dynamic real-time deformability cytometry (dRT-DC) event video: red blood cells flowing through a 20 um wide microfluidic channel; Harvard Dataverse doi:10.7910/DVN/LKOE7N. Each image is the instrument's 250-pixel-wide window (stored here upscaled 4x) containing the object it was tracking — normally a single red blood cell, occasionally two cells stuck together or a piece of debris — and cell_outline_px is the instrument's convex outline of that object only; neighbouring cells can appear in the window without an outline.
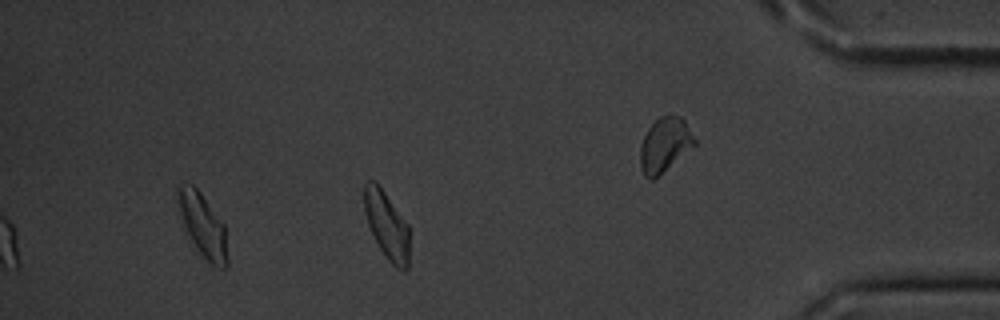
{"species": "common noctule bat (a hibernating species)", "species_latin": "Nyctalus noctula", "temperature_condition": "cold", "stored_images_in_passage": 16, "camera_frame_rate_fps": 3000, "um_per_image_px": 0.085, "animal": {"sex": "male", "body_mass_g": 20.1, "forearm_length_mm": 53.5}, "frame": {"image": 1, "passage_image": 14, "time_ms": 16.0, "image_size_px": [1000, 320], "cell_outline_px": [[228, 268], [216, 268], [196, 252], [188, 244], [180, 228], [176, 196], [176, 188], [192, 184], [200, 192], [224, 224], [228, 260]], "centroid_in_image_um": [17.16, 19.25], "position_along_channel_um": 418.0, "area_um2": 19.48}}